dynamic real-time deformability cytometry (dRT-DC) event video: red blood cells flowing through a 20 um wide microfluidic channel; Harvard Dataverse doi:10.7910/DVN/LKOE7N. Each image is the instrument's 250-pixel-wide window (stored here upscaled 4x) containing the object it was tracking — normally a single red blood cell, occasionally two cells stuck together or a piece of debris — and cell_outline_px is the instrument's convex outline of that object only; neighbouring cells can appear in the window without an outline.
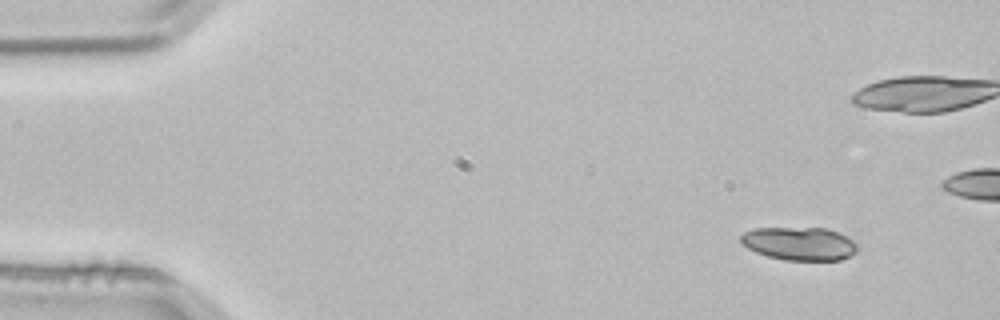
{"species": "common noctule bat (a hibernating species)", "species_latin": "Nyctalus noctula", "temperature_condition": "room temperature", "stored_images_in_passage": 4, "camera_frame_rate_fps": 3000, "um_per_image_px": 0.085, "animal": {"sex": "male", "body_mass_g": 21.5, "forearm_length_mm": 52.0}, "frame": {"image": 1, "passage_image": 1, "time_ms": 0.0, "image_size_px": [1000, 320], "cell_outline_px": [[860, 244], [856, 252], [840, 260], [784, 260], [768, 256], [756, 252], [748, 248], [740, 240], [740, 236], [744, 232], [752, 228], [828, 228]], "centroid_in_image_um": [67.95, 20.7], "position_along_channel_um": 17.0, "area_um2": 22.54}}